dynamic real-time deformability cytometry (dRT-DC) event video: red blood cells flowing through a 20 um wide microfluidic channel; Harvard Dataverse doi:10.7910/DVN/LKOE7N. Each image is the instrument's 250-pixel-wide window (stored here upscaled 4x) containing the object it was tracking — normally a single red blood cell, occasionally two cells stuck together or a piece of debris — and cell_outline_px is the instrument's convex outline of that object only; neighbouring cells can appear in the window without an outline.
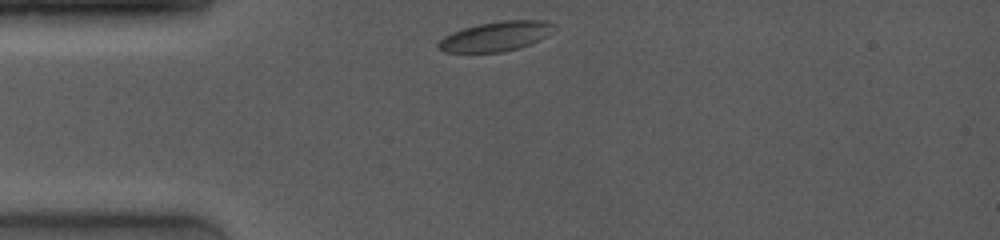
{"species": "common noctule bat (a hibernating species)", "species_latin": "Nyctalus noctula", "temperature_condition": "room temperature", "stored_images_in_passage": 7, "camera_frame_rate_fps": 4000, "um_per_image_px": 0.085, "animal": {"sex": "female", "body_mass_g": 19.0, "forearm_length_mm": 53.3}, "frame": {"image": 1, "passage_image": 1, "time_ms": 0.0, "image_size_px": [1000, 240], "cell_outline_px": [[556, 24], [552, 32], [548, 36], [528, 44], [504, 52], [444, 52], [436, 48], [436, 44], [444, 36], [452, 32], [464, 28], [480, 24], [504, 20], [544, 20]], "centroid_in_image_um": [42.14, 3.08], "position_along_channel_um": 42.9, "area_um2": 19.94}}
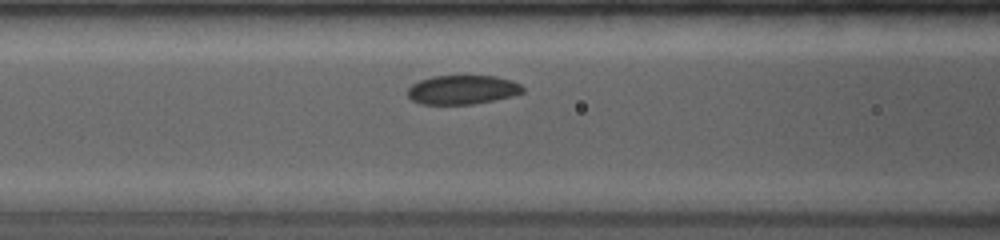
{"frame": {"image": 2, "passage_image": 6, "time_ms": 2.75, "image_size_px": [1000, 240], "cell_outline_px": [[524, 92], [512, 96], [472, 104], [420, 104], [412, 100], [408, 96], [408, 88], [412, 84], [420, 80], [432, 76], [496, 76], [512, 80], [520, 84], [524, 88]], "centroid_in_image_um": [39.31, 7.62], "position_along_channel_um": 127.3, "area_um2": 19.48}}